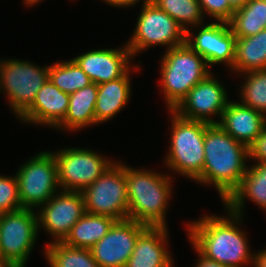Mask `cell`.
Masks as SVG:
<instances>
[{"instance_id": "cell-20", "label": "cell", "mask_w": 266, "mask_h": 267, "mask_svg": "<svg viewBox=\"0 0 266 267\" xmlns=\"http://www.w3.org/2000/svg\"><path fill=\"white\" fill-rule=\"evenodd\" d=\"M130 69L121 77L98 84L95 124L109 121L125 107L131 96Z\"/></svg>"}, {"instance_id": "cell-14", "label": "cell", "mask_w": 266, "mask_h": 267, "mask_svg": "<svg viewBox=\"0 0 266 267\" xmlns=\"http://www.w3.org/2000/svg\"><path fill=\"white\" fill-rule=\"evenodd\" d=\"M147 227L128 218L116 220L108 233L90 248L99 267H125L139 235Z\"/></svg>"}, {"instance_id": "cell-32", "label": "cell", "mask_w": 266, "mask_h": 267, "mask_svg": "<svg viewBox=\"0 0 266 267\" xmlns=\"http://www.w3.org/2000/svg\"><path fill=\"white\" fill-rule=\"evenodd\" d=\"M250 158L256 162L266 163V126L256 142L250 147Z\"/></svg>"}, {"instance_id": "cell-31", "label": "cell", "mask_w": 266, "mask_h": 267, "mask_svg": "<svg viewBox=\"0 0 266 267\" xmlns=\"http://www.w3.org/2000/svg\"><path fill=\"white\" fill-rule=\"evenodd\" d=\"M203 14L213 18L216 22L228 23L235 12L229 5L228 0H198Z\"/></svg>"}, {"instance_id": "cell-4", "label": "cell", "mask_w": 266, "mask_h": 267, "mask_svg": "<svg viewBox=\"0 0 266 267\" xmlns=\"http://www.w3.org/2000/svg\"><path fill=\"white\" fill-rule=\"evenodd\" d=\"M162 56L161 92L170 111L211 71L205 59L187 43L166 50Z\"/></svg>"}, {"instance_id": "cell-12", "label": "cell", "mask_w": 266, "mask_h": 267, "mask_svg": "<svg viewBox=\"0 0 266 267\" xmlns=\"http://www.w3.org/2000/svg\"><path fill=\"white\" fill-rule=\"evenodd\" d=\"M225 90L224 85L210 73L196 84L172 111L188 120L218 124L230 101ZM211 115H217L220 119L213 120Z\"/></svg>"}, {"instance_id": "cell-1", "label": "cell", "mask_w": 266, "mask_h": 267, "mask_svg": "<svg viewBox=\"0 0 266 267\" xmlns=\"http://www.w3.org/2000/svg\"><path fill=\"white\" fill-rule=\"evenodd\" d=\"M225 210L228 216L204 215L188 223V237L193 248L226 267L254 265L255 254L249 251L246 233L238 228L242 216L226 206Z\"/></svg>"}, {"instance_id": "cell-17", "label": "cell", "mask_w": 266, "mask_h": 267, "mask_svg": "<svg viewBox=\"0 0 266 267\" xmlns=\"http://www.w3.org/2000/svg\"><path fill=\"white\" fill-rule=\"evenodd\" d=\"M69 94L61 91L50 80L37 92L31 106L19 117L22 122L56 127L66 116Z\"/></svg>"}, {"instance_id": "cell-2", "label": "cell", "mask_w": 266, "mask_h": 267, "mask_svg": "<svg viewBox=\"0 0 266 267\" xmlns=\"http://www.w3.org/2000/svg\"><path fill=\"white\" fill-rule=\"evenodd\" d=\"M204 155L202 174L195 182L215 186L225 203L247 171L250 148L233 139L219 124H209L205 129Z\"/></svg>"}, {"instance_id": "cell-37", "label": "cell", "mask_w": 266, "mask_h": 267, "mask_svg": "<svg viewBox=\"0 0 266 267\" xmlns=\"http://www.w3.org/2000/svg\"><path fill=\"white\" fill-rule=\"evenodd\" d=\"M42 0H24V3L27 5V6H33L35 4H38V2H41Z\"/></svg>"}, {"instance_id": "cell-8", "label": "cell", "mask_w": 266, "mask_h": 267, "mask_svg": "<svg viewBox=\"0 0 266 267\" xmlns=\"http://www.w3.org/2000/svg\"><path fill=\"white\" fill-rule=\"evenodd\" d=\"M49 80V66L17 59L0 60V91L6 92L11 110L20 117Z\"/></svg>"}, {"instance_id": "cell-28", "label": "cell", "mask_w": 266, "mask_h": 267, "mask_svg": "<svg viewBox=\"0 0 266 267\" xmlns=\"http://www.w3.org/2000/svg\"><path fill=\"white\" fill-rule=\"evenodd\" d=\"M168 13L186 32L192 27L203 25L204 14L198 0H151Z\"/></svg>"}, {"instance_id": "cell-23", "label": "cell", "mask_w": 266, "mask_h": 267, "mask_svg": "<svg viewBox=\"0 0 266 267\" xmlns=\"http://www.w3.org/2000/svg\"><path fill=\"white\" fill-rule=\"evenodd\" d=\"M115 221L110 216L85 212L62 242L68 246L90 249L108 233Z\"/></svg>"}, {"instance_id": "cell-26", "label": "cell", "mask_w": 266, "mask_h": 267, "mask_svg": "<svg viewBox=\"0 0 266 267\" xmlns=\"http://www.w3.org/2000/svg\"><path fill=\"white\" fill-rule=\"evenodd\" d=\"M44 250L49 267H99L90 249L68 246L62 241H51Z\"/></svg>"}, {"instance_id": "cell-11", "label": "cell", "mask_w": 266, "mask_h": 267, "mask_svg": "<svg viewBox=\"0 0 266 267\" xmlns=\"http://www.w3.org/2000/svg\"><path fill=\"white\" fill-rule=\"evenodd\" d=\"M52 153L57 163L58 185L63 191L82 192L113 163L91 149L66 147Z\"/></svg>"}, {"instance_id": "cell-18", "label": "cell", "mask_w": 266, "mask_h": 267, "mask_svg": "<svg viewBox=\"0 0 266 267\" xmlns=\"http://www.w3.org/2000/svg\"><path fill=\"white\" fill-rule=\"evenodd\" d=\"M233 139L249 148L266 126V116L240 102L229 101L218 123Z\"/></svg>"}, {"instance_id": "cell-36", "label": "cell", "mask_w": 266, "mask_h": 267, "mask_svg": "<svg viewBox=\"0 0 266 267\" xmlns=\"http://www.w3.org/2000/svg\"><path fill=\"white\" fill-rule=\"evenodd\" d=\"M248 0H228L230 7L236 11L243 7Z\"/></svg>"}, {"instance_id": "cell-22", "label": "cell", "mask_w": 266, "mask_h": 267, "mask_svg": "<svg viewBox=\"0 0 266 267\" xmlns=\"http://www.w3.org/2000/svg\"><path fill=\"white\" fill-rule=\"evenodd\" d=\"M97 84L91 83L69 95V106L65 118L55 127L63 130H80L95 125Z\"/></svg>"}, {"instance_id": "cell-35", "label": "cell", "mask_w": 266, "mask_h": 267, "mask_svg": "<svg viewBox=\"0 0 266 267\" xmlns=\"http://www.w3.org/2000/svg\"><path fill=\"white\" fill-rule=\"evenodd\" d=\"M254 266L255 267H266V249L261 252L254 253Z\"/></svg>"}, {"instance_id": "cell-19", "label": "cell", "mask_w": 266, "mask_h": 267, "mask_svg": "<svg viewBox=\"0 0 266 267\" xmlns=\"http://www.w3.org/2000/svg\"><path fill=\"white\" fill-rule=\"evenodd\" d=\"M168 227H147L138 237L125 267H173L168 252Z\"/></svg>"}, {"instance_id": "cell-38", "label": "cell", "mask_w": 266, "mask_h": 267, "mask_svg": "<svg viewBox=\"0 0 266 267\" xmlns=\"http://www.w3.org/2000/svg\"><path fill=\"white\" fill-rule=\"evenodd\" d=\"M0 267H8V266L0 259Z\"/></svg>"}, {"instance_id": "cell-24", "label": "cell", "mask_w": 266, "mask_h": 267, "mask_svg": "<svg viewBox=\"0 0 266 267\" xmlns=\"http://www.w3.org/2000/svg\"><path fill=\"white\" fill-rule=\"evenodd\" d=\"M233 69L242 74L266 69V28L256 35L236 38Z\"/></svg>"}, {"instance_id": "cell-30", "label": "cell", "mask_w": 266, "mask_h": 267, "mask_svg": "<svg viewBox=\"0 0 266 267\" xmlns=\"http://www.w3.org/2000/svg\"><path fill=\"white\" fill-rule=\"evenodd\" d=\"M22 208L18 181L13 177L0 175V213L14 212Z\"/></svg>"}, {"instance_id": "cell-13", "label": "cell", "mask_w": 266, "mask_h": 267, "mask_svg": "<svg viewBox=\"0 0 266 267\" xmlns=\"http://www.w3.org/2000/svg\"><path fill=\"white\" fill-rule=\"evenodd\" d=\"M58 193L41 205L37 213L38 230L43 227L45 232L52 235L53 242L63 241L85 213L82 192L60 190Z\"/></svg>"}, {"instance_id": "cell-7", "label": "cell", "mask_w": 266, "mask_h": 267, "mask_svg": "<svg viewBox=\"0 0 266 267\" xmlns=\"http://www.w3.org/2000/svg\"><path fill=\"white\" fill-rule=\"evenodd\" d=\"M82 194L85 212L110 216L115 220L127 219L126 165L114 161Z\"/></svg>"}, {"instance_id": "cell-15", "label": "cell", "mask_w": 266, "mask_h": 267, "mask_svg": "<svg viewBox=\"0 0 266 267\" xmlns=\"http://www.w3.org/2000/svg\"><path fill=\"white\" fill-rule=\"evenodd\" d=\"M199 29L196 35L194 31L188 29L185 43L205 59L209 68L213 64L225 63L226 67L229 66L232 69L235 60L236 37L229 23L212 22L200 25Z\"/></svg>"}, {"instance_id": "cell-16", "label": "cell", "mask_w": 266, "mask_h": 267, "mask_svg": "<svg viewBox=\"0 0 266 267\" xmlns=\"http://www.w3.org/2000/svg\"><path fill=\"white\" fill-rule=\"evenodd\" d=\"M130 50L125 45L119 49H96L78 55L73 60L95 84L106 83L121 78L129 69Z\"/></svg>"}, {"instance_id": "cell-27", "label": "cell", "mask_w": 266, "mask_h": 267, "mask_svg": "<svg viewBox=\"0 0 266 267\" xmlns=\"http://www.w3.org/2000/svg\"><path fill=\"white\" fill-rule=\"evenodd\" d=\"M49 80L69 95L92 83L73 59L49 65Z\"/></svg>"}, {"instance_id": "cell-33", "label": "cell", "mask_w": 266, "mask_h": 267, "mask_svg": "<svg viewBox=\"0 0 266 267\" xmlns=\"http://www.w3.org/2000/svg\"><path fill=\"white\" fill-rule=\"evenodd\" d=\"M195 251L198 253V262H196L195 267H226L223 264H220L212 259H209L205 256H203L196 248Z\"/></svg>"}, {"instance_id": "cell-6", "label": "cell", "mask_w": 266, "mask_h": 267, "mask_svg": "<svg viewBox=\"0 0 266 267\" xmlns=\"http://www.w3.org/2000/svg\"><path fill=\"white\" fill-rule=\"evenodd\" d=\"M36 210L0 213V259L8 267H25L38 236Z\"/></svg>"}, {"instance_id": "cell-3", "label": "cell", "mask_w": 266, "mask_h": 267, "mask_svg": "<svg viewBox=\"0 0 266 267\" xmlns=\"http://www.w3.org/2000/svg\"><path fill=\"white\" fill-rule=\"evenodd\" d=\"M170 176L126 166L128 219L149 227H167L166 210L173 189Z\"/></svg>"}, {"instance_id": "cell-10", "label": "cell", "mask_w": 266, "mask_h": 267, "mask_svg": "<svg viewBox=\"0 0 266 267\" xmlns=\"http://www.w3.org/2000/svg\"><path fill=\"white\" fill-rule=\"evenodd\" d=\"M22 208L35 209L57 194V163L52 152L42 151L15 173Z\"/></svg>"}, {"instance_id": "cell-25", "label": "cell", "mask_w": 266, "mask_h": 267, "mask_svg": "<svg viewBox=\"0 0 266 267\" xmlns=\"http://www.w3.org/2000/svg\"><path fill=\"white\" fill-rule=\"evenodd\" d=\"M228 23L236 38L258 34L266 28V2L248 0L243 7L233 13Z\"/></svg>"}, {"instance_id": "cell-29", "label": "cell", "mask_w": 266, "mask_h": 267, "mask_svg": "<svg viewBox=\"0 0 266 267\" xmlns=\"http://www.w3.org/2000/svg\"><path fill=\"white\" fill-rule=\"evenodd\" d=\"M243 74L245 82L240 89V103L266 116V69Z\"/></svg>"}, {"instance_id": "cell-9", "label": "cell", "mask_w": 266, "mask_h": 267, "mask_svg": "<svg viewBox=\"0 0 266 267\" xmlns=\"http://www.w3.org/2000/svg\"><path fill=\"white\" fill-rule=\"evenodd\" d=\"M185 35L184 29L168 13L148 0L143 3L134 33L125 45L135 57L151 46L166 45L169 50L182 45Z\"/></svg>"}, {"instance_id": "cell-34", "label": "cell", "mask_w": 266, "mask_h": 267, "mask_svg": "<svg viewBox=\"0 0 266 267\" xmlns=\"http://www.w3.org/2000/svg\"><path fill=\"white\" fill-rule=\"evenodd\" d=\"M107 4L114 7H130L139 3L140 0H104ZM148 0H143V2H147Z\"/></svg>"}, {"instance_id": "cell-5", "label": "cell", "mask_w": 266, "mask_h": 267, "mask_svg": "<svg viewBox=\"0 0 266 267\" xmlns=\"http://www.w3.org/2000/svg\"><path fill=\"white\" fill-rule=\"evenodd\" d=\"M172 127L166 167L195 181L204 166V137L209 123L188 120L170 110Z\"/></svg>"}, {"instance_id": "cell-21", "label": "cell", "mask_w": 266, "mask_h": 267, "mask_svg": "<svg viewBox=\"0 0 266 267\" xmlns=\"http://www.w3.org/2000/svg\"><path fill=\"white\" fill-rule=\"evenodd\" d=\"M248 168L238 189L224 203L232 212L241 216L246 197L266 211V163L255 162Z\"/></svg>"}]
</instances>
